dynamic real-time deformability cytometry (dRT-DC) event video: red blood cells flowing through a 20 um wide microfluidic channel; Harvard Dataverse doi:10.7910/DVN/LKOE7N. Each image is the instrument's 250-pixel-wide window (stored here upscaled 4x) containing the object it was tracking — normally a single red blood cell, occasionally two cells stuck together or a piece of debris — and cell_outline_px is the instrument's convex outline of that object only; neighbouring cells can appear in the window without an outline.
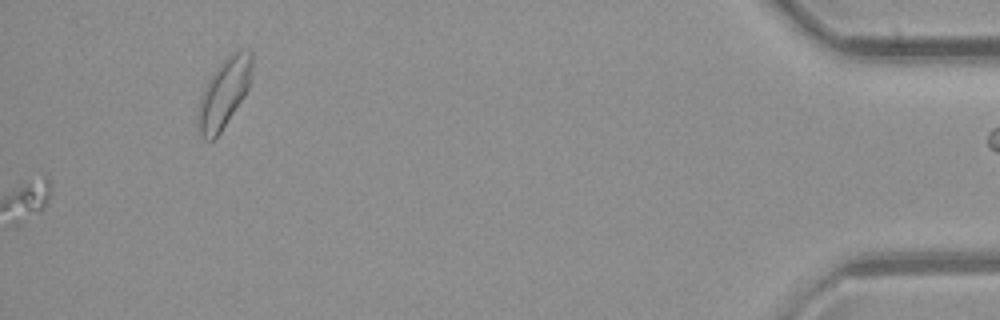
{"species": "common noctule bat (a hibernating species)", "species_latin": "Nyctalus noctula", "temperature_condition": "room temperature", "stored_images_in_passage": 47, "segment_of_instrument_passage": [2, 2], "camera_frame_rate_fps": 3000, "um_per_image_px": 0.085, "animal": {"sex": "female", "body_mass_g": 21.9}, "frame": {"image": 1, "passage_image": 47, "time_ms": 15.333, "image_size_px": [1000, 320], "cell_outline_px": [[252, 64], [248, 88], [244, 96], [220, 132], [212, 140], [204, 140], [200, 136], [196, 120], [200, 100], [204, 88], [212, 72], [232, 52], [240, 48], [252, 52]], "centroid_in_image_um": [19.02, 7.91], "position_along_channel_um": 416.2, "area_um2": 21.56}}